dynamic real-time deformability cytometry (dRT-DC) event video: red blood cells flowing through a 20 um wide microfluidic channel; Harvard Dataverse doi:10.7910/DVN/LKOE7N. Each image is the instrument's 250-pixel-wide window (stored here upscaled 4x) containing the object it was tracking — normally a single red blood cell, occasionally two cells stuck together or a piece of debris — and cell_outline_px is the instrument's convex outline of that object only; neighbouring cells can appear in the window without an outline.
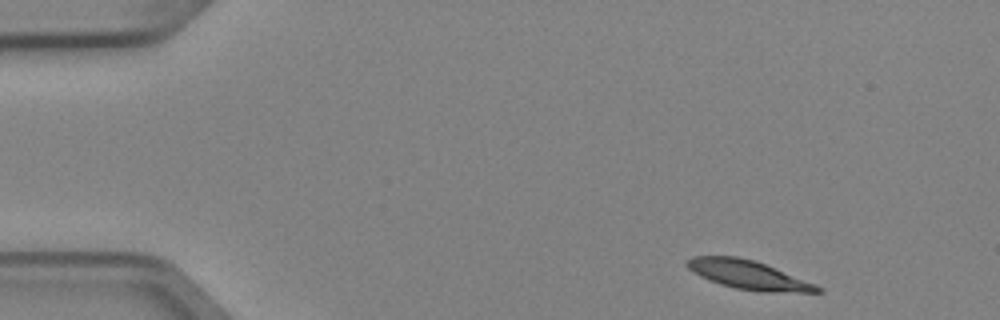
{"species": "Egyptian fruit bat (a non-hibernating species)", "species_latin": "Rousettus aegyptiacus", "temperature_condition": "cold", "stored_images_in_passage": 6, "camera_frame_rate_fps": 3000, "um_per_image_px": 0.085, "animal": {"sex": "female"}, "frame": {"image": 1, "passage_image": 1, "time_ms": 0.0, "image_size_px": [1000, 320], "cell_outline_px": [[824, 292], [764, 292], [736, 288], [720, 284], [708, 280], [700, 276], [688, 268], [684, 264], [684, 260], [692, 256], [736, 256], [756, 260], [816, 284], [824, 288]], "centroid_in_image_um": [63.61, 23.35], "position_along_channel_um": 21.4, "area_um2": 22.08}}
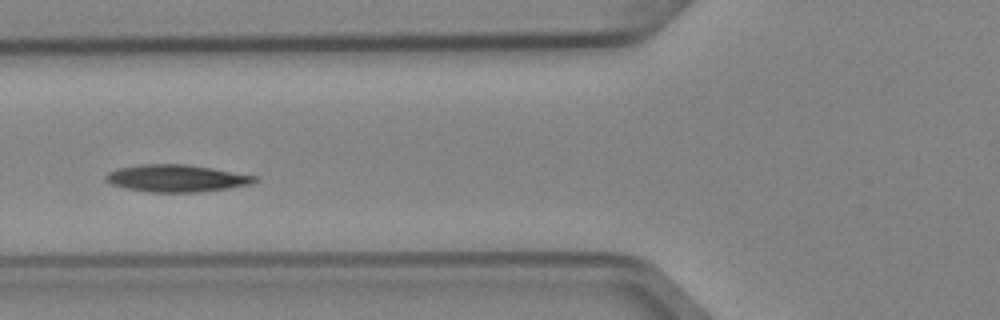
{"frame": {"image": 2, "passage_image": 5, "time_ms": 1.333, "image_size_px": [1000, 320], "cell_outline_px": [[260, 180], [252, 184], [228, 188], [200, 192], [148, 192], [124, 188], [112, 184], [104, 180], [104, 176], [108, 172], [116, 168], [140, 164], [188, 164], [212, 168], [256, 176]], "centroid_in_image_um": [14.97, 15.15], "position_along_channel_um": 110.8, "area_um2": 23.81}}
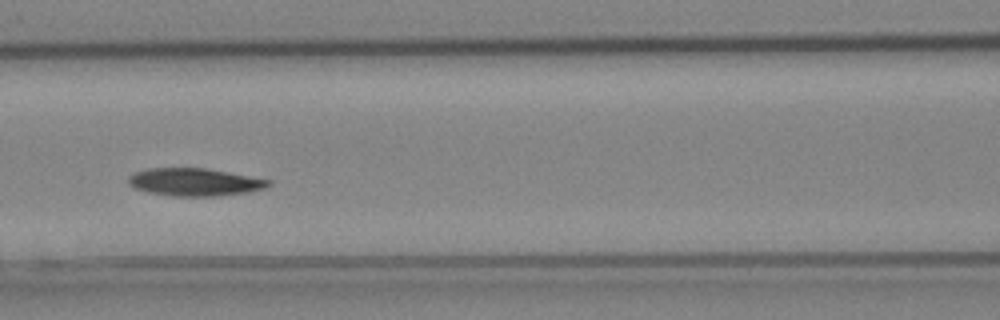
{"frame": {"image": 3, "passage_image": 6, "time_ms": 1.667, "image_size_px": [1000, 320], "cell_outline_px": [[272, 184], [264, 188], [248, 192], [216, 196], [176, 196], [148, 192], [136, 188], [128, 184], [128, 176], [136, 172], [148, 168], [204, 168], [272, 180]], "centroid_in_image_um": [16.54, 15.47], "position_along_channel_um": 150.1, "area_um2": 22.43}}